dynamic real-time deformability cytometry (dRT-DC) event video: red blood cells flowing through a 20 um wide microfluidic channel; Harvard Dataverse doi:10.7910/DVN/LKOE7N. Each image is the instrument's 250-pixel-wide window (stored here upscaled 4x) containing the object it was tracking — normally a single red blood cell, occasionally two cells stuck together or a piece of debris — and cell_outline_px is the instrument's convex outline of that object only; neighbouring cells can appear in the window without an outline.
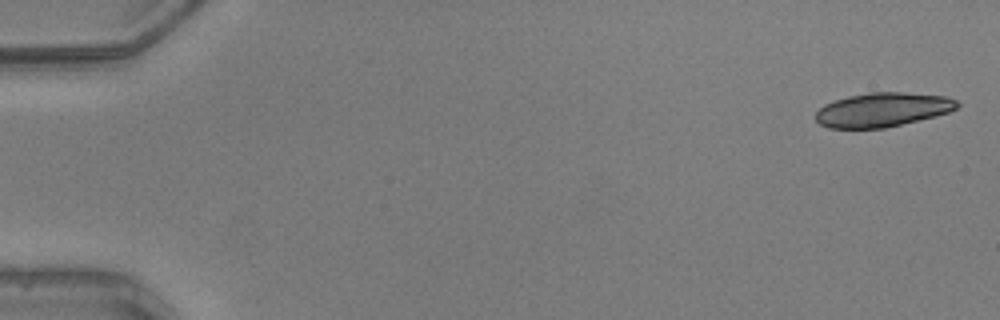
{"species": "common noctule bat (a hibernating species)", "species_latin": "Nyctalus noctula", "temperature_condition": "warm", "stored_images_in_passage": 48, "camera_frame_rate_fps": 3000, "um_per_image_px": 0.085, "animal": {"sex": "male", "body_mass_g": 20.5, "forearm_length_mm": 52.5}, "frame": {"image": 1, "passage_image": 1, "time_ms": 0.0, "image_size_px": [1000, 320], "cell_outline_px": [[960, 104], [956, 108], [948, 112], [936, 116], [884, 128], [828, 128], [820, 124], [816, 120], [816, 112], [824, 104], [848, 96], [868, 92], [904, 92], [944, 96], [956, 100]], "centroid_in_image_um": [75.01, 9.32], "position_along_channel_um": 10.0, "area_um2": 28.03}}
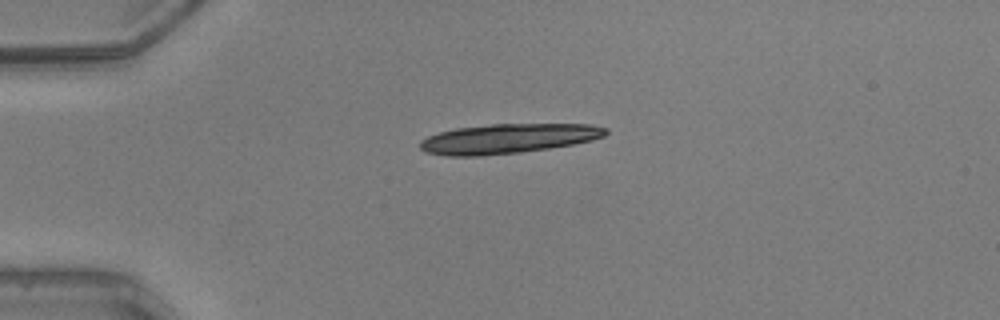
{"frame": {"image": 2, "passage_image": 12, "time_ms": 3.667, "image_size_px": [1000, 320], "cell_outline_px": [[608, 132], [604, 136], [592, 140], [572, 144], [548, 148], [520, 152], [480, 156], [448, 156], [428, 152], [420, 148], [420, 140], [428, 136], [440, 132], [456, 128], [492, 124], [592, 124], [608, 128]], "centroid_in_image_um": [43.2, 11.77], "position_along_channel_um": 41.8, "area_um2": 31.96}, "authors_computed_cell_mechanics": {"area_um2": 19.7098, "velocity_mm_per_s": 4.1591, "shape_relaxation_time_tau1_ms": 1.8577, "shape_relaxation_time_tau2_ms": 2.9583, "deformation_change_tau1": 0.1631, "deformation_change_tau2": 0.1078}}